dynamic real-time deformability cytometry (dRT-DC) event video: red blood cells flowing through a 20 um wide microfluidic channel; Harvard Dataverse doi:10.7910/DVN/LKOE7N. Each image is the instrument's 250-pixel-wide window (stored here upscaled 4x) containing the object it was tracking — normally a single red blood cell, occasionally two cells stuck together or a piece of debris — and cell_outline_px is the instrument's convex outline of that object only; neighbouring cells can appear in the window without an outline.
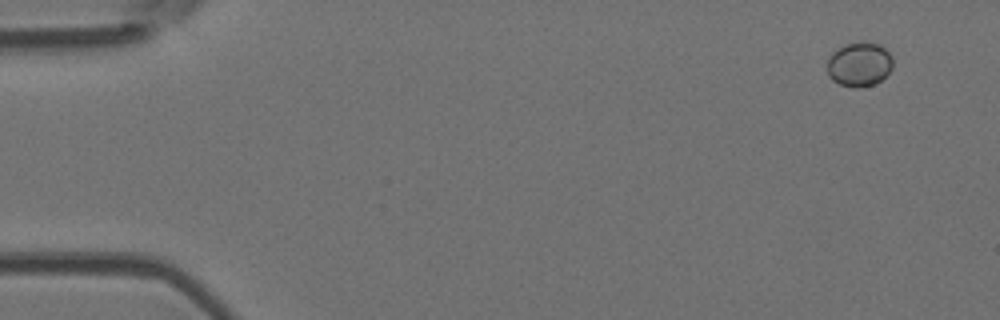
{"species": "Egyptian fruit bat (a non-hibernating species)", "species_latin": "Rousettus aegyptiacus", "temperature_condition": "room temperature", "stored_images_in_passage": 6, "camera_frame_rate_fps": 3000, "um_per_image_px": 0.085, "animal": {"sex": "female"}, "frame": {"image": 1, "passage_image": 1, "time_ms": 0.0, "image_size_px": [1000, 320], "cell_outline_px": [[892, 68], [880, 80], [872, 84], [860, 88], [852, 88], [840, 84], [832, 80], [828, 76], [828, 56], [836, 48], [860, 40], [880, 44], [892, 56]], "centroid_in_image_um": [73.02, 5.45], "position_along_channel_um": 12.0, "area_um2": 17.11}}
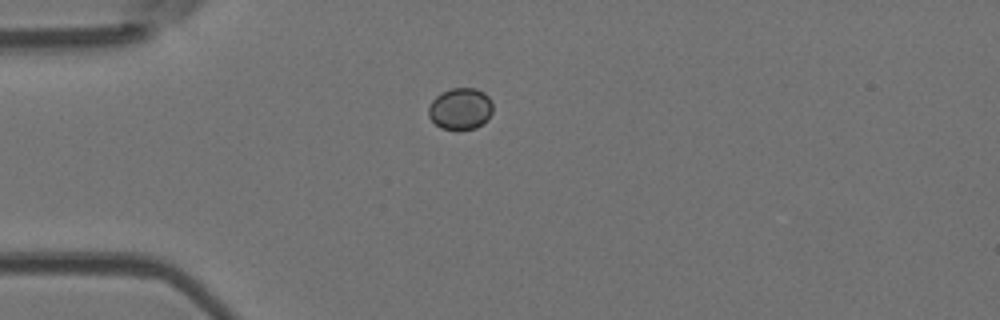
{"frame": {"image": 2, "passage_image": 4, "time_ms": 3.667, "image_size_px": [1000, 320], "cell_outline_px": [[492, 112], [476, 128], [440, 128], [428, 116], [428, 108], [432, 100], [440, 92], [452, 88], [476, 88], [484, 92], [492, 100]], "centroid_in_image_um": [39.11, 9.2], "position_along_channel_um": 45.9, "area_um2": 15.37}}
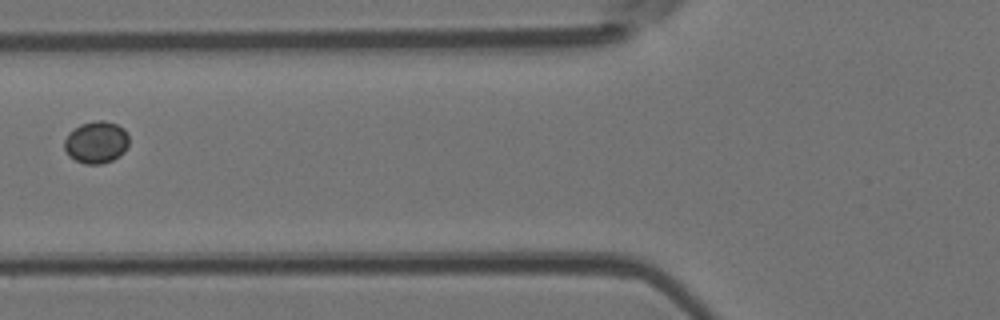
{"frame": {"image": 3, "passage_image": 6, "time_ms": 6.0, "image_size_px": [1000, 320], "cell_outline_px": [[128, 144], [124, 152], [120, 156], [112, 160], [100, 164], [84, 164], [68, 156], [64, 148], [64, 140], [68, 132], [80, 124], [96, 120], [104, 120], [116, 124], [124, 128], [128, 136]], "centroid_in_image_um": [8.16, 12.09], "position_along_channel_um": 117.6, "area_um2": 16.01}}